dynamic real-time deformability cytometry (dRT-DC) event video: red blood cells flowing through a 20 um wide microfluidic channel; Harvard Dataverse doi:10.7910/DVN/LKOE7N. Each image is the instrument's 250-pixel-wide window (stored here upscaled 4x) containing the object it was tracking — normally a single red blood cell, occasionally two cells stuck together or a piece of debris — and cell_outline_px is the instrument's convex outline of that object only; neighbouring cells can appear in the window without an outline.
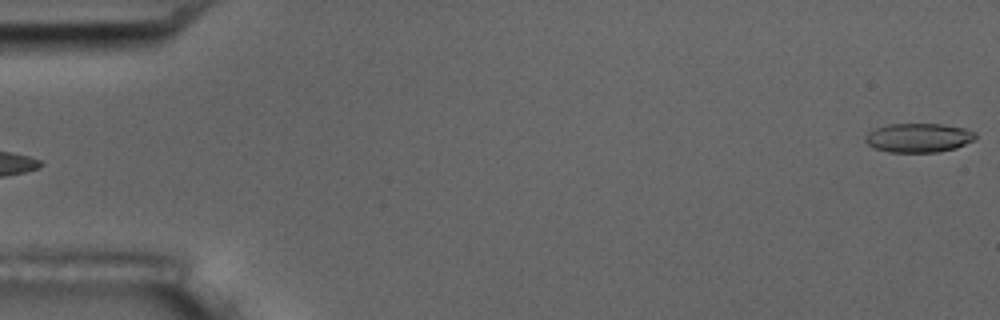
{"species": "common noctule bat (a hibernating species)", "species_latin": "Nyctalus noctula", "temperature_condition": "room temperature", "stored_images_in_passage": 2, "segment_of_instrument_passage": [2, 2], "camera_frame_rate_fps": 3000, "um_per_image_px": 0.085, "animal": {"sex": "male", "body_mass_g": 17.5, "forearm_length_mm": 52.3}, "frame": {"image": 1, "passage_image": 2, "time_ms": 1.0, "image_size_px": [1000, 320], "cell_outline_px": [[976, 136], [972, 140], [956, 148], [936, 152], [888, 152], [876, 148], [868, 144], [864, 140], [864, 136], [868, 132], [876, 128], [888, 124], [940, 124], [968, 128], [976, 132]], "centroid_in_image_um": [78.08, 11.7], "position_along_channel_um": 6.9, "area_um2": 18.67}}